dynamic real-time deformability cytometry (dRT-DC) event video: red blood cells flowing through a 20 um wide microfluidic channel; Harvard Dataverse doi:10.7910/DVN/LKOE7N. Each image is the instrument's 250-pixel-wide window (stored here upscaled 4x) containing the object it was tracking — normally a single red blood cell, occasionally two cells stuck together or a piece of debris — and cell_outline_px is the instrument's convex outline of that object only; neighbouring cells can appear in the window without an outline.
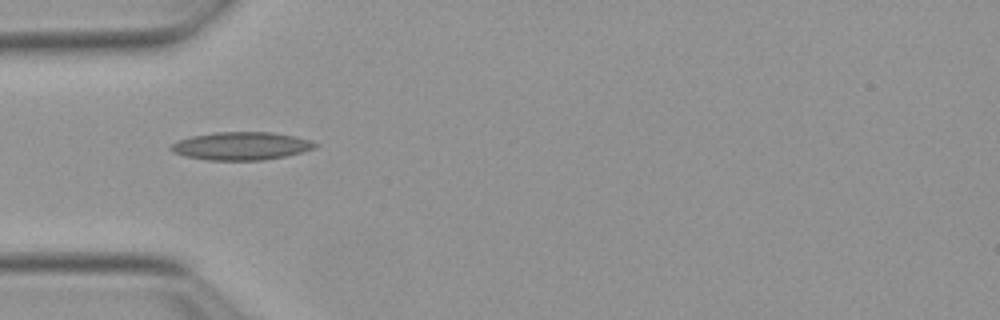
{"species": "Egyptian fruit bat (a non-hibernating species)", "species_latin": "Rousettus aegyptiacus", "temperature_condition": "warm", "stored_images_in_passage": 37, "camera_frame_rate_fps": 3000, "um_per_image_px": 0.085, "animal": {"sex": "female"}, "frame": {"image": 1, "passage_image": 1, "time_ms": 0.0, "image_size_px": [1000, 320], "cell_outline_px": [[320, 144], [316, 148], [284, 156], [264, 160], [208, 160], [184, 156], [172, 152], [168, 148], [176, 140], [192, 136], [212, 132], [272, 132], [312, 140]], "centroid_in_image_um": [20.48, 12.4], "position_along_channel_um": 64.5, "area_um2": 23.64}}
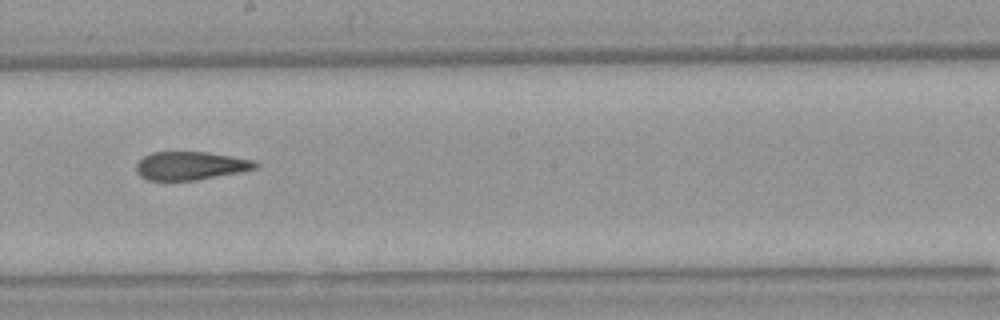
{"frame": {"image": 2, "passage_image": 14, "time_ms": 4.333, "image_size_px": [1000, 320], "cell_outline_px": [[260, 164], [256, 168], [244, 172], [196, 180], [148, 180], [140, 176], [136, 172], [136, 164], [144, 156], [152, 152], [208, 152], [252, 160]], "centroid_in_image_um": [16.2, 14.09], "position_along_channel_um": 232.0, "area_um2": 19.71}}
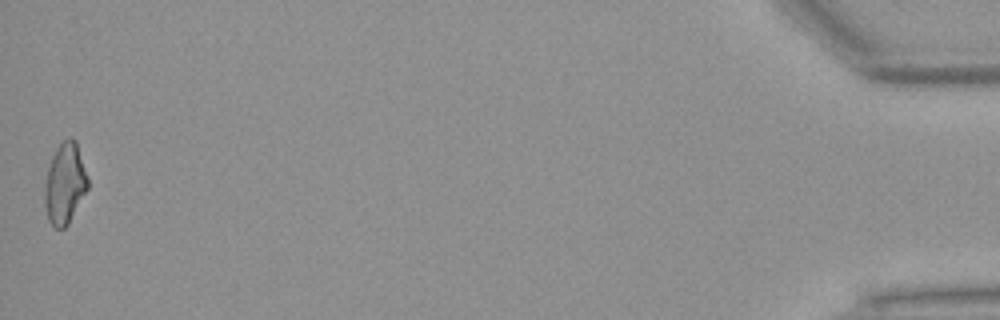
{"frame": {"image": 3, "passage_image": 37, "time_ms": 12.0, "image_size_px": [1000, 320], "cell_outline_px": [[88, 188], [68, 224], [64, 228], [56, 228], [48, 220], [44, 204], [44, 188], [48, 168], [52, 156], [56, 148], [68, 136], [72, 136], [76, 140], [88, 176]], "centroid_in_image_um": [5.52, 15.57], "position_along_channel_um": 429.7, "area_um2": 20.4}, "authors_computed_cell_mechanics": {"area_um2": 20.23, "velocity_mm_per_s": 3.8782, "shape_relaxation_time_tau1_ms": null, "shape_relaxation_time_tau2_ms": 3.0753, "deformation_change_tau1": null, "deformation_change_tau2": 0.1214}}